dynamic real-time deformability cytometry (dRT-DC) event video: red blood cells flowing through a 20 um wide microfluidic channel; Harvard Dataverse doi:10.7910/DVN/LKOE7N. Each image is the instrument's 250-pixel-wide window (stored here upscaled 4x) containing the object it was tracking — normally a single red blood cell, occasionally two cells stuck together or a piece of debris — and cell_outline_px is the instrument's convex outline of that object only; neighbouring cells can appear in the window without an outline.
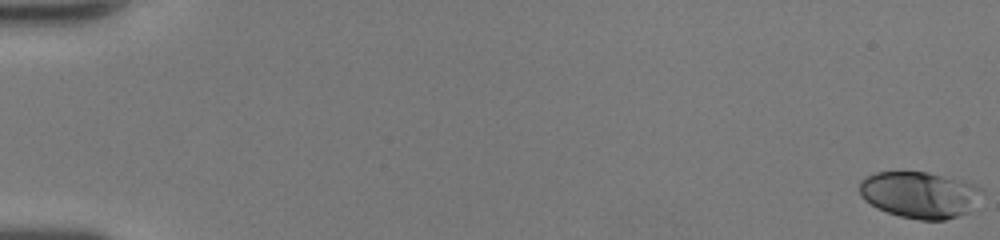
{"species": "human", "species_latin": "Homo sapiens", "temperature_condition": "room temperature", "stored_images_in_passage": 50, "camera_frame_rate_fps": 3000, "um_per_image_px": 0.085, "donor": {"sex": "female"}, "frame": {"image": 1, "passage_image": 1, "time_ms": 0.0, "image_size_px": [1000, 240], "cell_outline_px": [[984, 192], [968, 212], [944, 220], [920, 220], [900, 216], [876, 208], [864, 200], [860, 196], [860, 180], [876, 172], [928, 172], [964, 180], [976, 184], [984, 188]], "centroid_in_image_um": [78.19, 16.54], "position_along_channel_um": 6.8, "area_um2": 33.35}}
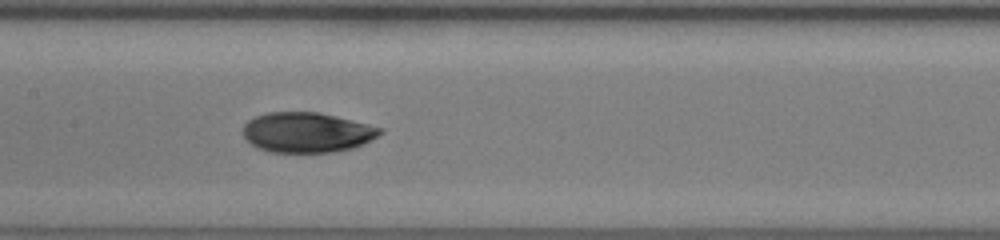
{"frame": {"image": 2, "passage_image": 27, "time_ms": 8.667, "image_size_px": [1000, 240], "cell_outline_px": [[384, 132], [364, 144], [352, 148], [332, 152], [272, 152], [256, 148], [244, 136], [244, 124], [248, 120], [256, 116], [268, 112], [320, 112], [384, 128]], "centroid_in_image_um": [26.11, 11.25], "position_along_channel_um": 181.3, "area_um2": 32.02}}
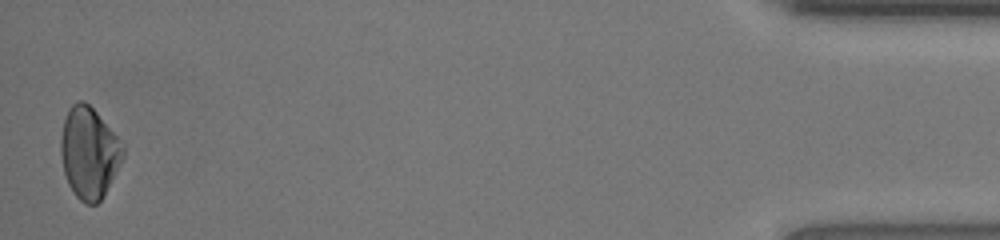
{"frame": {"image": 3, "passage_image": 50, "time_ms": 16.333, "image_size_px": [1000, 240], "cell_outline_px": [[124, 156], [104, 196], [96, 204], [84, 204], [72, 192], [68, 184], [64, 172], [60, 152], [60, 140], [64, 120], [68, 108], [76, 100], [84, 100], [96, 112], [116, 136], [124, 148]], "centroid_in_image_um": [7.54, 13.0], "position_along_channel_um": 427.7, "area_um2": 32.95}, "authors_computed_cell_mechanics": {"area_um2": 32.1946, "velocity_mm_per_s": 4.3024, "shape_relaxation_time_tau1_ms": 5.2395, "shape_relaxation_time_tau2_ms": 2.3456, "deformation_change_tau1": 0.1692, "deformation_change_tau2": 0.0412}}